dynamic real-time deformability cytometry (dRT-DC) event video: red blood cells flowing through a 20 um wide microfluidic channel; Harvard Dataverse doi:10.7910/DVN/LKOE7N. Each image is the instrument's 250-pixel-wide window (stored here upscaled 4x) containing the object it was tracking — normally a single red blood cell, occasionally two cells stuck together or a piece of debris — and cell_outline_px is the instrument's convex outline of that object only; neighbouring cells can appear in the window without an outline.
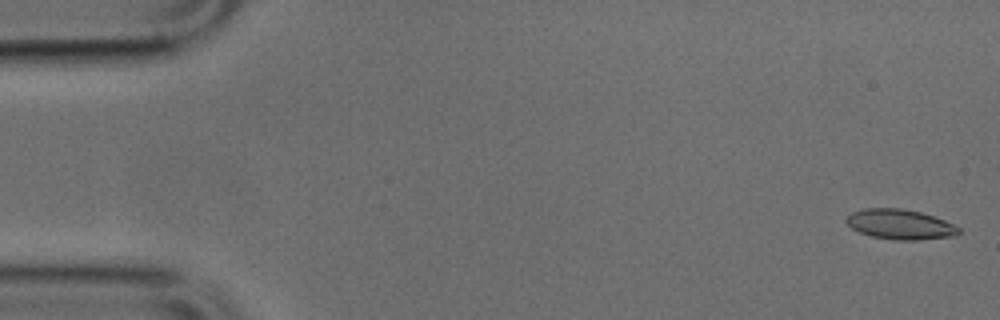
{"species": "common noctule bat (a hibernating species)", "species_latin": "Nyctalus noctula", "temperature_condition": "cold", "stored_images_in_passage": 46, "camera_frame_rate_fps": 3000, "um_per_image_px": 0.085, "animal": {"sex": "male", "body_mass_g": 17.9, "forearm_length_mm": 54.2}, "frame": {"image": 1, "passage_image": 1, "time_ms": 0.0, "image_size_px": [1000, 320], "cell_outline_px": [[960, 232], [956, 236], [920, 240], [896, 240], [872, 236], [860, 232], [852, 228], [844, 220], [852, 212], [864, 208], [900, 208], [920, 212], [944, 220], [960, 228]], "centroid_in_image_um": [76.51, 19.07], "position_along_channel_um": 8.5, "area_um2": 19.59}}
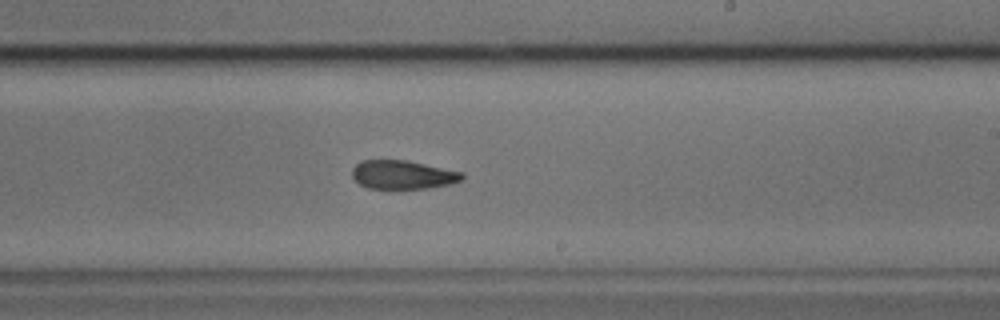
{"frame": {"image": 2, "passage_image": 29, "time_ms": 9.333, "image_size_px": [1000, 320], "cell_outline_px": [[464, 180], [448, 184], [428, 188], [368, 188], [360, 184], [352, 176], [352, 168], [356, 164], [364, 160], [408, 160], [464, 172]], "centroid_in_image_um": [34.27, 14.84], "position_along_channel_um": 254.7, "area_um2": 18.38}}
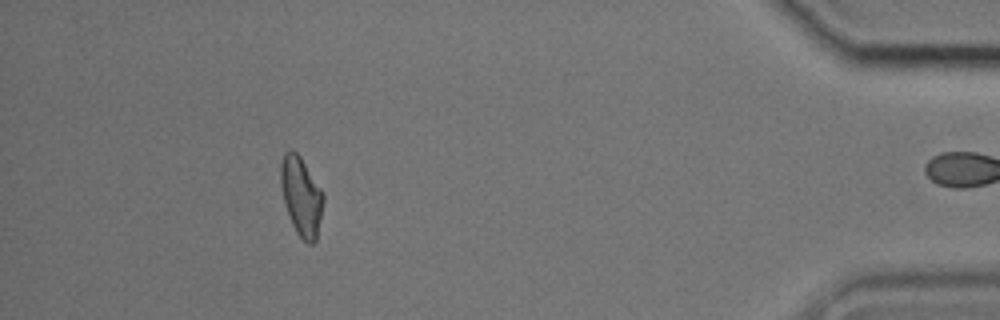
{"frame": {"image": 3, "passage_image": 45, "time_ms": 14.667, "image_size_px": [1000, 320], "cell_outline_px": [[324, 200], [316, 240], [312, 244], [308, 244], [296, 232], [292, 224], [284, 204], [280, 184], [280, 164], [284, 152], [288, 148], [292, 148], [300, 156], [324, 192]], "centroid_in_image_um": [25.59, 16.64], "position_along_channel_um": 409.6, "area_um2": 19.83}}